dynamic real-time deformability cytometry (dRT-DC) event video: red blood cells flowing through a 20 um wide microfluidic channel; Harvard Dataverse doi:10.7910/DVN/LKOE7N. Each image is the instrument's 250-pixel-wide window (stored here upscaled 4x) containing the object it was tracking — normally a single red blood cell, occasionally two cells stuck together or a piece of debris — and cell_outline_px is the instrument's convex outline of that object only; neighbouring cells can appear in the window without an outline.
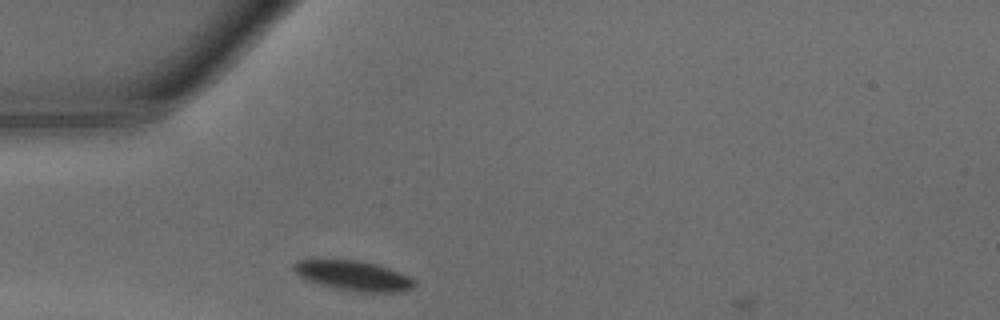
{"species": "common noctule bat (a hibernating species)", "species_latin": "Nyctalus noctula", "temperature_condition": "warm", "stored_images_in_passage": 2, "camera_frame_rate_fps": 3000, "um_per_image_px": 0.085, "animal": {"sex": "male", "body_mass_g": 15.6}, "frame": {"image": 1, "passage_image": 1, "time_ms": 0.0, "image_size_px": [1000, 320], "cell_outline_px": [[416, 284], [412, 288], [400, 292], [364, 292], [336, 288], [308, 280], [300, 276], [292, 268], [292, 264], [296, 260], [356, 260], [376, 264], [400, 272], [416, 280]], "centroid_in_image_um": [30.07, 23.43], "position_along_channel_um": 54.9, "area_um2": 20.75}}